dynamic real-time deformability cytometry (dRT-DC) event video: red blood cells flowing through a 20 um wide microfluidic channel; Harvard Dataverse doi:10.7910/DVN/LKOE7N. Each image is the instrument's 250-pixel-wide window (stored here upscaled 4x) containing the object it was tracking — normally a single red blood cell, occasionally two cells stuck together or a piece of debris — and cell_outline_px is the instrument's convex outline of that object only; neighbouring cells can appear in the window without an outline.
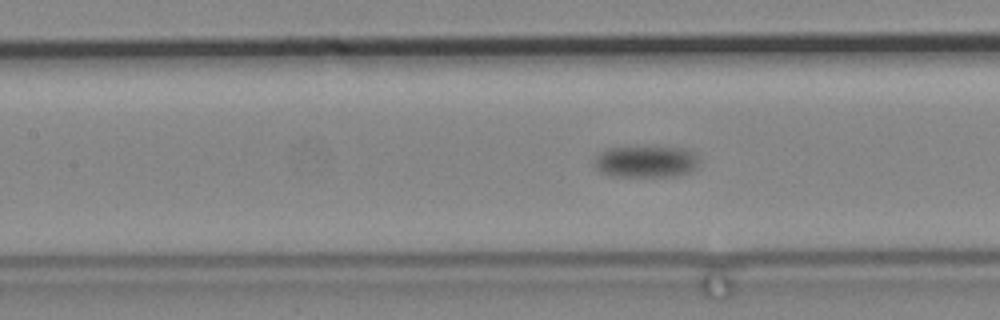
{"species": "common noctule bat (a hibernating species)", "species_latin": "Nyctalus noctula", "temperature_condition": "cold", "stored_images_in_passage": 68, "camera_frame_rate_fps": 3000, "um_per_image_px": 0.085, "animal": {"sex": "male", "body_mass_g": 19.2, "forearm_length_mm": 51.8}, "frame": {"image": 1, "passage_image": 24, "time_ms": 7.667, "image_size_px": [1000, 320], "cell_outline_px": [[696, 168], [692, 172], [676, 176], [612, 176], [600, 172], [596, 168], [592, 160], [600, 152], [608, 148], [684, 148], [692, 152], [696, 160]], "centroid_in_image_um": [54.85, 13.76], "position_along_channel_um": 152.6, "area_um2": 19.02}}
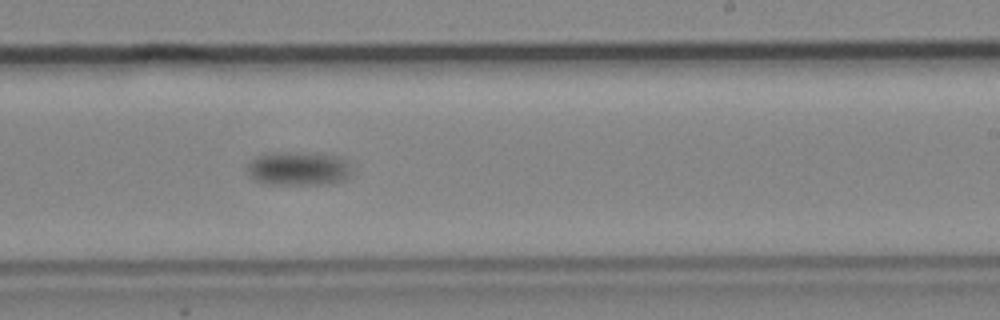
{"frame": {"image": 2, "passage_image": 37, "time_ms": 12.0, "image_size_px": [1000, 320], "cell_outline_px": [[352, 172], [344, 180], [332, 184], [264, 184], [248, 176], [248, 164], [256, 156], [264, 152], [316, 152], [340, 156], [352, 168]], "centroid_in_image_um": [25.37, 14.31], "position_along_channel_um": 263.6, "area_um2": 21.15}}
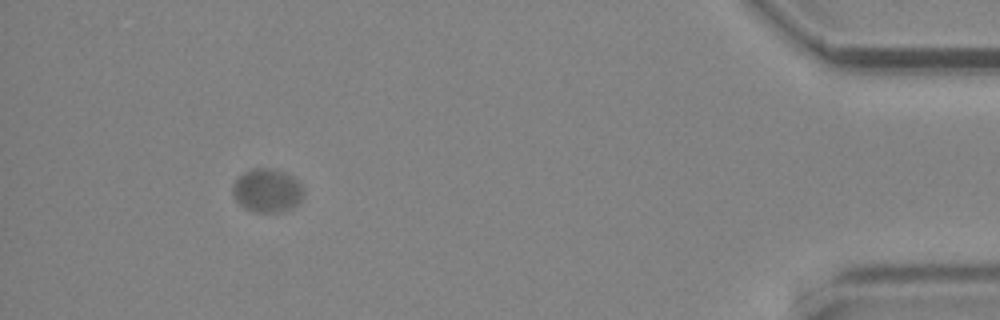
{"frame": {"image": 3, "passage_image": 62, "time_ms": 20.333, "image_size_px": [1000, 320], "cell_outline_px": [[304, 192], [300, 200], [292, 208], [280, 212], [252, 212], [244, 208], [236, 200], [232, 192], [232, 184], [244, 172], [252, 168], [272, 168], [284, 172], [292, 176], [300, 184]], "centroid_in_image_um": [22.68, 16.19], "position_along_channel_um": 412.5, "area_um2": 17.98}}